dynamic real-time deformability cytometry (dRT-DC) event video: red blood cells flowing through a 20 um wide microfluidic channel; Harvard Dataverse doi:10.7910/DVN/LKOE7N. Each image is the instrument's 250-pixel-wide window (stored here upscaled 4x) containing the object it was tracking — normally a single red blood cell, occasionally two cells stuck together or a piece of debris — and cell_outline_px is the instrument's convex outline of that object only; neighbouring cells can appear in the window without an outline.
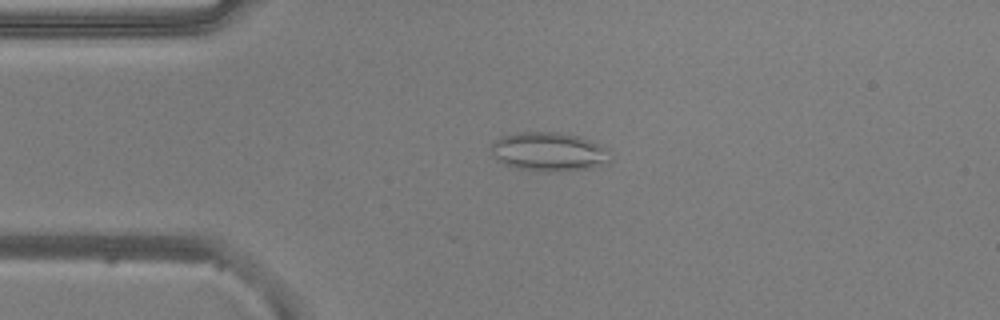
{"species": "common noctule bat (a hibernating species)", "species_latin": "Nyctalus noctula", "temperature_condition": "warm", "stored_images_in_passage": 44, "camera_frame_rate_fps": 3000, "um_per_image_px": 0.085, "animal": {"sex": "male", "body_mass_g": 20.5, "forearm_length_mm": 52.5}, "frame": {"image": 1, "passage_image": 4, "time_ms": 1.0, "image_size_px": [1000, 320], "cell_outline_px": [[612, 160], [608, 164], [592, 168], [552, 172], [512, 168], [500, 160], [488, 148], [500, 136], [516, 132], [560, 132], [580, 136], [600, 144], [608, 148], [612, 156]], "centroid_in_image_um": [46.72, 12.89], "position_along_channel_um": 38.3, "area_um2": 27.51}}
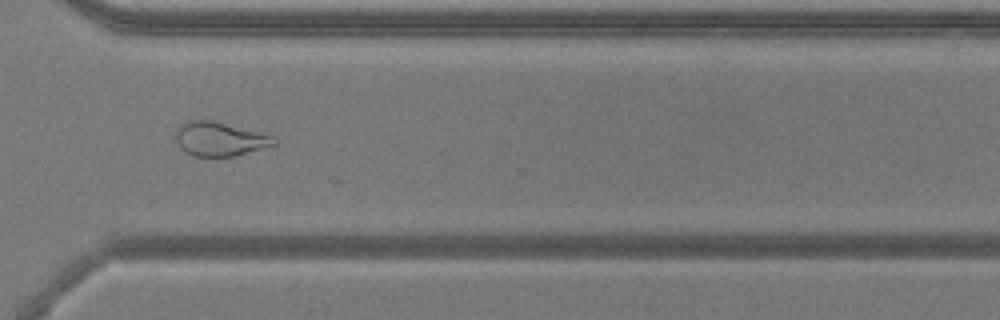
{"frame": {"image": 2, "passage_image": 30, "time_ms": 9.667, "image_size_px": [1000, 320], "cell_outline_px": [[280, 144], [232, 156], [192, 156], [180, 148], [176, 140], [176, 128], [180, 124], [188, 120], [212, 120], [276, 136]], "centroid_in_image_um": [18.71, 11.8], "position_along_channel_um": 351.9, "area_um2": 19.71}}
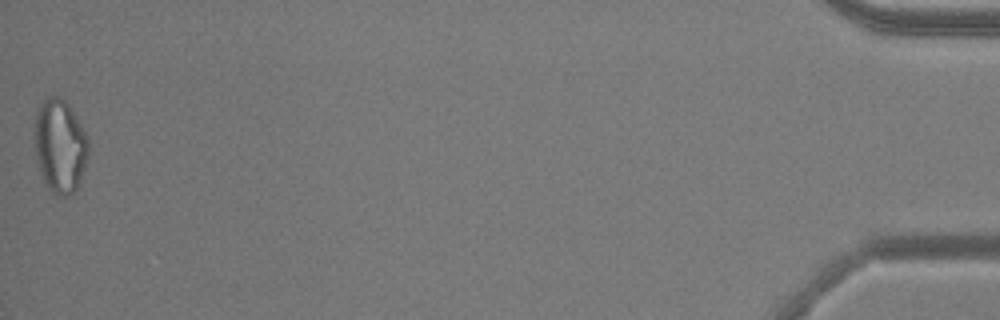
{"frame": {"image": 3, "passage_image": 44, "time_ms": 14.333, "image_size_px": [1000, 320], "cell_outline_px": [[88, 156], [84, 168], [76, 188], [68, 196], [56, 196], [48, 188], [40, 172], [36, 156], [32, 136], [32, 128], [36, 108], [48, 96], [60, 96], [68, 104], [88, 136]], "centroid_in_image_um": [5.05, 12.36], "position_along_channel_um": 430.2, "area_um2": 29.82}, "authors_computed_cell_mechanics": {"area_um2": 20.7213, "velocity_mm_per_s": 3.5955, "shape_relaxation_time_tau1_ms": 3.6101, "shape_relaxation_time_tau2_ms": null, "deformation_change_tau1": 0.3315, "deformation_change_tau2": null}}